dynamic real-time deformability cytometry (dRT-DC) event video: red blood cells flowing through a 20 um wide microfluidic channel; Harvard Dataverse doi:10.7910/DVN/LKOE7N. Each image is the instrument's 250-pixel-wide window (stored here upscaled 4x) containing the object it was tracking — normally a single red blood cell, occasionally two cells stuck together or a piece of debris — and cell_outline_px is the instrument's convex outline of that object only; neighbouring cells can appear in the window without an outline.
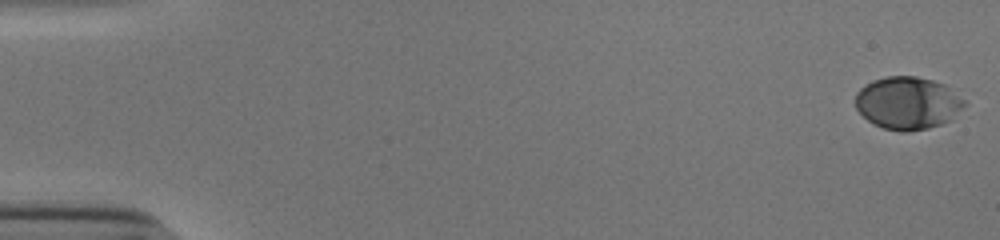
{"species": "human", "species_latin": "Homo sapiens", "temperature_condition": "cold", "stored_images_in_passage": 52, "camera_frame_rate_fps": 3000, "um_per_image_px": 0.085, "donor": {"sex": "male"}, "frame": {"image": 1, "passage_image": 1, "time_ms": 0.0, "image_size_px": [1000, 240], "cell_outline_px": [[964, 104], [952, 120], [928, 128], [908, 132], [904, 132], [884, 128], [872, 124], [856, 108], [856, 92], [860, 88], [872, 80], [888, 76], [916, 76], [932, 80], [944, 84], [964, 100]], "centroid_in_image_um": [77.13, 8.76], "position_along_channel_um": 7.9, "area_um2": 33.23}}
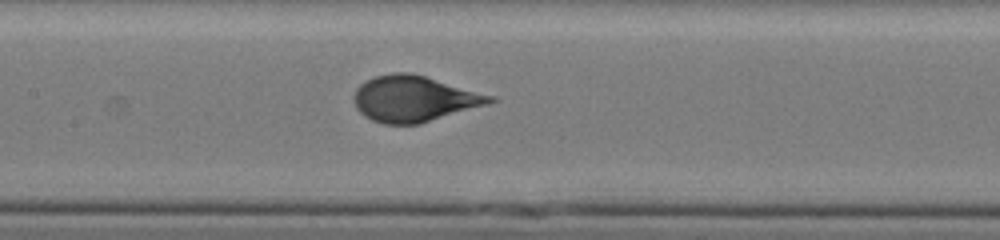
{"frame": {"image": 2, "passage_image": 27, "time_ms": 8.667, "image_size_px": [1000, 240], "cell_outline_px": [[500, 100], [488, 104], [420, 124], [384, 124], [372, 120], [364, 116], [356, 108], [356, 88], [360, 84], [376, 76], [392, 72], [412, 72], [496, 96]], "centroid_in_image_um": [35.26, 8.39], "position_along_channel_um": 172.1, "area_um2": 36.47}}
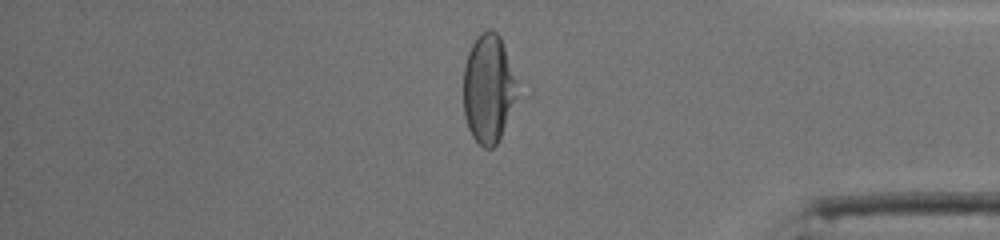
{"frame": {"image": 3, "passage_image": 46, "time_ms": 15.0, "image_size_px": [1000, 240], "cell_outline_px": [[516, 96], [500, 136], [496, 144], [492, 148], [484, 148], [472, 136], [468, 128], [464, 116], [464, 64], [468, 52], [476, 36], [480, 32], [488, 28], [492, 28], [500, 36], [516, 80]], "centroid_in_image_um": [41.47, 7.49], "position_along_channel_um": 393.7, "area_um2": 33.58}, "authors_computed_cell_mechanics": {"area_um2": 35.3158, "velocity_mm_per_s": 3.8401, "shape_relaxation_time_tau1_ms": 7.0128, "shape_relaxation_time_tau2_ms": null, "deformation_change_tau1": 0.2661, "deformation_change_tau2": null}}